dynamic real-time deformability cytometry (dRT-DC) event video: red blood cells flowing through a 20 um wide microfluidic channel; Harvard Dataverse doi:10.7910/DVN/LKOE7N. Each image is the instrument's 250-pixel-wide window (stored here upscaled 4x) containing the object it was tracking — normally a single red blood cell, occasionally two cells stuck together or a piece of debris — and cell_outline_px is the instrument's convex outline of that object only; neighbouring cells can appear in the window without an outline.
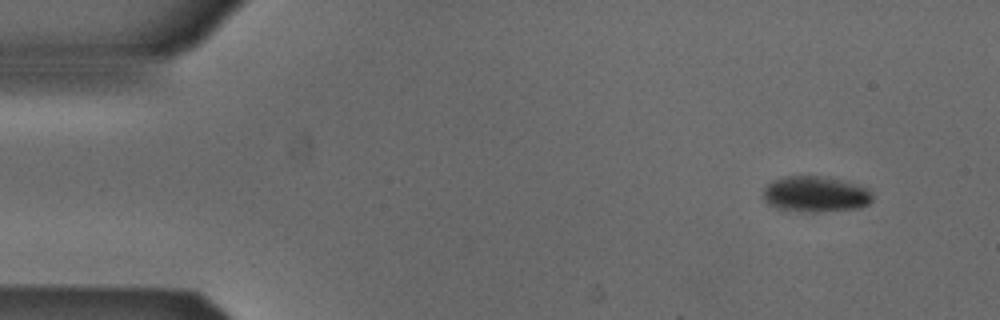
{"species": "Egyptian fruit bat (a non-hibernating species)", "species_latin": "Rousettus aegyptiacus", "temperature_condition": "cold", "stored_images_in_passage": 4, "camera_frame_rate_fps": 3000, "um_per_image_px": 0.085, "animal": {"sex": "male"}, "frame": {"image": 1, "passage_image": 1, "time_ms": 0.0, "image_size_px": [1000, 320], "cell_outline_px": [[872, 200], [868, 204], [860, 208], [816, 212], [812, 212], [776, 208], [768, 204], [764, 200], [764, 188], [772, 180], [784, 176], [820, 176], [844, 180], [868, 188], [872, 192]], "centroid_in_image_um": [69.33, 16.49], "position_along_channel_um": 15.7, "area_um2": 22.89}}
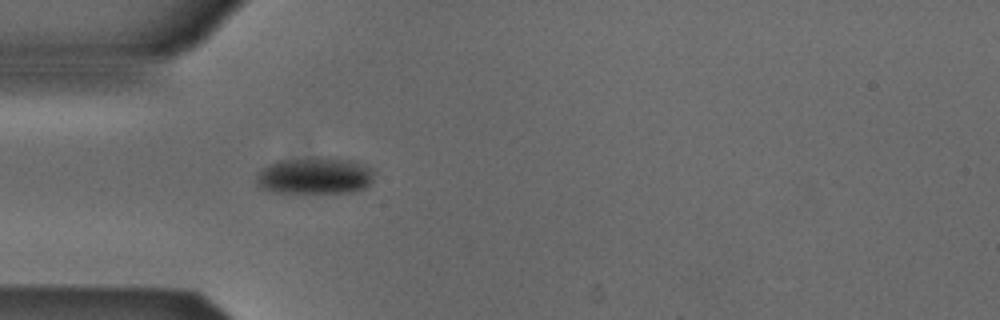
{"frame": {"image": 2, "passage_image": 4, "time_ms": 1.0, "image_size_px": [1000, 320], "cell_outline_px": [[372, 180], [364, 188], [356, 192], [272, 192], [260, 188], [256, 184], [256, 176], [264, 168], [280, 160], [356, 160], [372, 168]], "centroid_in_image_um": [26.77, 14.99], "position_along_channel_um": 58.2, "area_um2": 24.28}}